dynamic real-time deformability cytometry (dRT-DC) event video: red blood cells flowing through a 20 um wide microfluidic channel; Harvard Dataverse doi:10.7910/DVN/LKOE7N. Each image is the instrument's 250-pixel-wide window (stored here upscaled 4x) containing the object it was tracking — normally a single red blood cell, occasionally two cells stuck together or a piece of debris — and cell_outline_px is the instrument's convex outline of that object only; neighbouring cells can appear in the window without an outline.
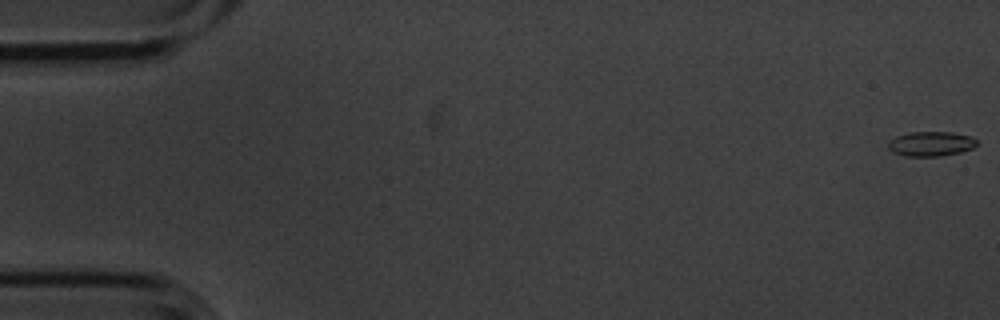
{"species": "common noctule bat (a hibernating species)", "species_latin": "Nyctalus noctula", "temperature_condition": "cold", "stored_images_in_passage": 9, "camera_frame_rate_fps": 3000, "um_per_image_px": 0.085, "animal": {"sex": "male", "body_mass_g": 20.1, "forearm_length_mm": 53.5}, "frame": {"image": 1, "passage_image": 1, "time_ms": 0.0, "image_size_px": [1000, 320], "cell_outline_px": [[976, 144], [972, 148], [960, 152], [940, 156], [904, 156], [892, 152], [888, 148], [888, 144], [896, 136], [908, 132], [952, 132], [972, 136], [976, 140]], "centroid_in_image_um": [79.12, 12.22], "position_along_channel_um": 5.9, "area_um2": 12.72}}
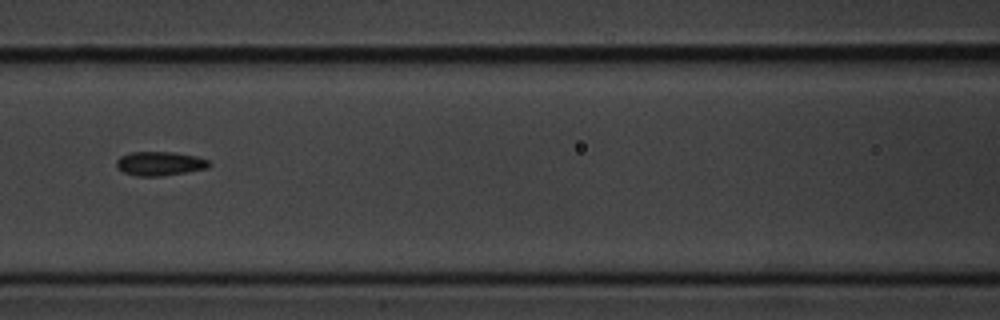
{"frame": {"image": 2, "passage_image": 8, "time_ms": 2.333, "image_size_px": [1000, 320], "cell_outline_px": [[212, 164], [208, 168], [160, 176], [136, 176], [124, 172], [116, 168], [116, 160], [120, 156], [132, 152], [172, 152], [196, 156], [208, 160]], "centroid_in_image_um": [13.56, 13.9], "position_along_channel_um": 153.0, "area_um2": 12.95}}
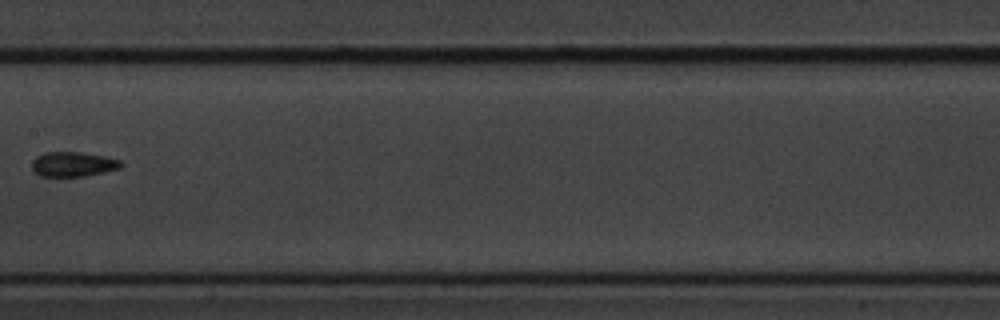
{"frame": {"image": 3, "passage_image": 9, "time_ms": 2.667, "image_size_px": [1000, 320], "cell_outline_px": [[120, 168], [104, 172], [84, 176], [40, 176], [32, 168], [32, 160], [36, 156], [44, 152], [80, 152], [104, 156], [120, 160]], "centroid_in_image_um": [6.17, 13.95], "position_along_channel_um": 201.2, "area_um2": 12.72}}